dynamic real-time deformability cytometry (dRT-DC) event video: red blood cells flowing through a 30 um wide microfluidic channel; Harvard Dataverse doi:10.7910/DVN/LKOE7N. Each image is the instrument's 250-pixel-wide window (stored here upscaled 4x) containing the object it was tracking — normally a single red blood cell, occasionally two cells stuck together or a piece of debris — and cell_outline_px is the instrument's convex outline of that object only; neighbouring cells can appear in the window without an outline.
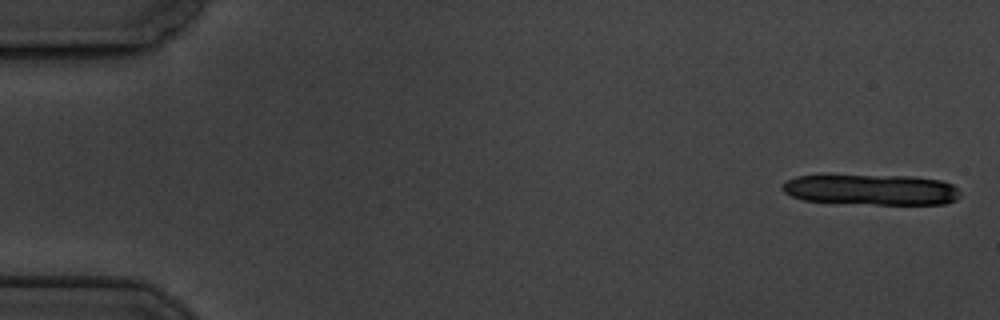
{"species": "common noctule bat (a hibernating species)", "species_latin": "Nyctalus noctula", "temperature_condition": "cold", "stored_images_in_passage": 7, "segment_of_instrument_passage": [2, 2], "camera_frame_rate_fps": 3000, "um_per_image_px": 0.085, "animal": {"sex": "male", "body_mass_g": 19.5, "forearm_length_mm": 54.6}, "frame": {"image": 1, "passage_image": 7, "time_ms": 7.0, "image_size_px": [1000, 320], "cell_outline_px": [[960, 196], [956, 200], [944, 204], [876, 204], [804, 200], [792, 196], [784, 192], [780, 188], [780, 184], [784, 180], [796, 176], [912, 176], [940, 180], [952, 184], [960, 192]], "centroid_in_image_um": [74.06, 16.12], "position_along_channel_um": 10.9, "area_um2": 31.56}}